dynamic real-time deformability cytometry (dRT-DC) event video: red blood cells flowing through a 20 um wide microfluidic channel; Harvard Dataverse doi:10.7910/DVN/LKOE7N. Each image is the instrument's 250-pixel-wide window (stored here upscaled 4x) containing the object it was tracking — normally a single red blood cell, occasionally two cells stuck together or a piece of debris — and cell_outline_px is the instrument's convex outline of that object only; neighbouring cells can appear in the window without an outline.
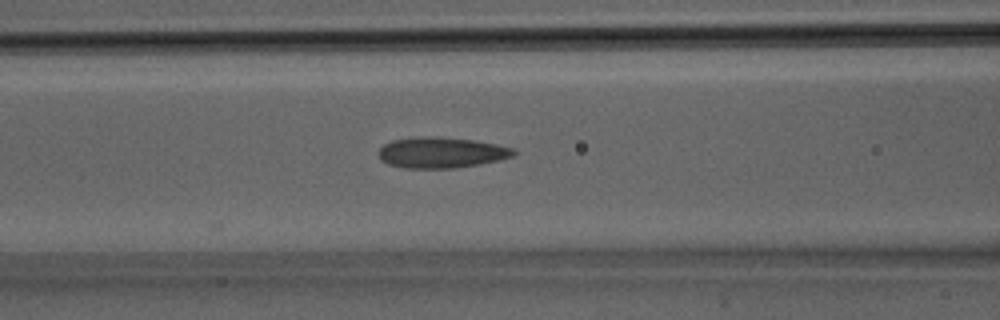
{"species": "Egyptian fruit bat (a non-hibernating species)", "species_latin": "Rousettus aegyptiacus", "temperature_condition": "room temperature", "stored_images_in_passage": 12, "camera_frame_rate_fps": 3000, "um_per_image_px": 0.085, "animal": {"sex": "male"}, "frame": {"image": 1, "passage_image": 12, "time_ms": 3.667, "image_size_px": [1000, 320], "cell_outline_px": [[520, 152], [512, 156], [500, 160], [480, 164], [456, 168], [404, 168], [388, 164], [380, 160], [376, 152], [384, 144], [392, 140], [428, 136], [432, 136], [472, 140], [496, 144], [516, 148]], "centroid_in_image_um": [37.53, 12.98], "position_along_channel_um": 129.1, "area_um2": 24.45}}